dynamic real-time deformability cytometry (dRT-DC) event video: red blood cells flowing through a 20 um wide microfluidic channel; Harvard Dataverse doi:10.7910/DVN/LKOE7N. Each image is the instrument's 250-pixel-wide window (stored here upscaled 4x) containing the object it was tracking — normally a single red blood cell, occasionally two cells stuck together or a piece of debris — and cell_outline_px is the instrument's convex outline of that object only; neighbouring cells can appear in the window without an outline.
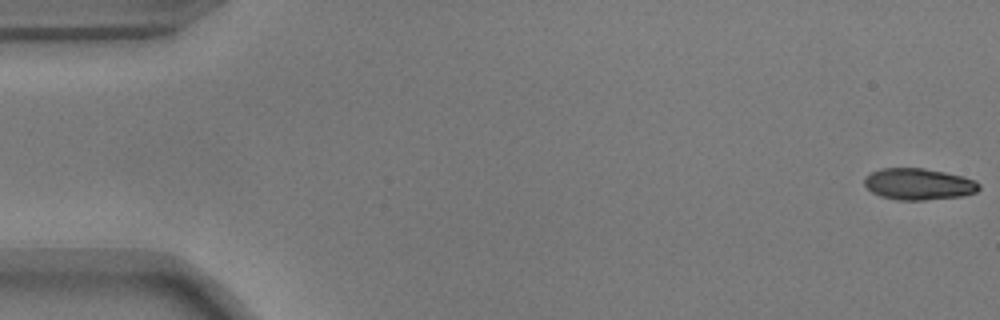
{"species": "common noctule bat (a hibernating species)", "species_latin": "Nyctalus noctula", "temperature_condition": "warm", "stored_images_in_passage": 55, "camera_frame_rate_fps": 3000, "um_per_image_px": 0.085, "animal": {"sex": "male", "body_mass_g": 17.9}, "frame": {"image": 1, "passage_image": 1, "time_ms": 0.0, "image_size_px": [1000, 320], "cell_outline_px": [[980, 188], [976, 192], [964, 196], [924, 200], [896, 200], [880, 196], [872, 192], [864, 184], [864, 180], [872, 172], [880, 168], [924, 168], [944, 172], [976, 180], [980, 184]], "centroid_in_image_um": [78.1, 15.65], "position_along_channel_um": 6.9, "area_um2": 21.04}}
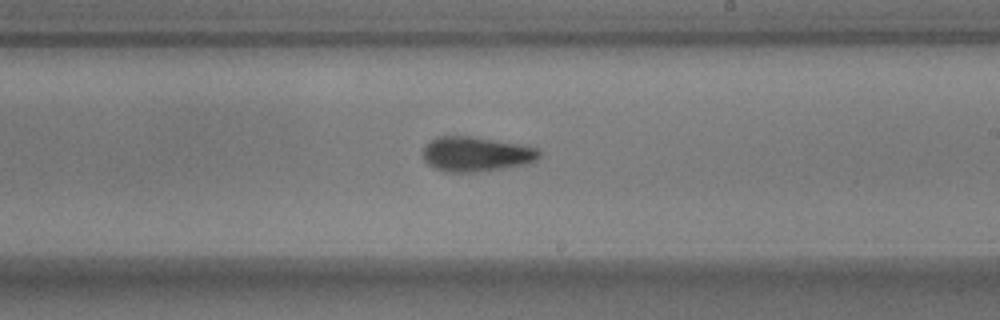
{"frame": {"image": 2, "passage_image": 32, "time_ms": 10.333, "image_size_px": [1000, 320], "cell_outline_px": [[540, 156], [532, 164], [476, 172], [444, 172], [428, 164], [424, 160], [424, 148], [436, 136], [472, 136], [520, 144], [540, 148]], "centroid_in_image_um": [40.53, 13.1], "position_along_channel_um": 248.5, "area_um2": 23.76}}
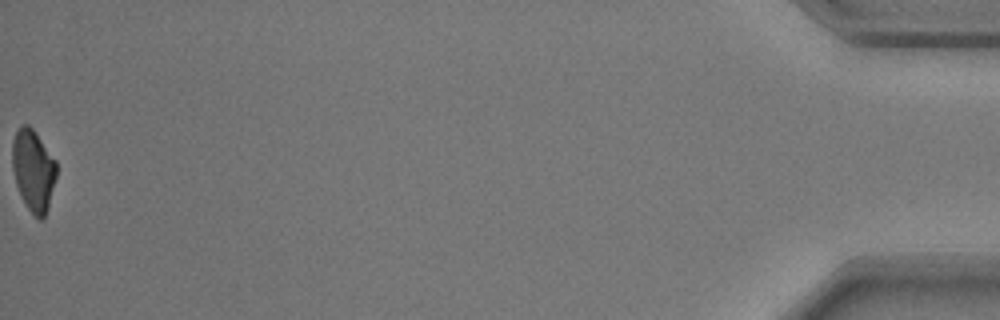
{"frame": {"image": 3, "passage_image": 55, "time_ms": 18.0, "image_size_px": [1000, 320], "cell_outline_px": [[56, 176], [48, 208], [44, 216], [40, 220], [28, 208], [16, 184], [12, 168], [12, 140], [20, 124], [28, 124], [32, 128], [56, 160]], "centroid_in_image_um": [2.82, 14.43], "position_along_channel_um": 432.4, "area_um2": 20.75}, "authors_computed_cell_mechanics": {"area_um2": 22.8888, "velocity_mm_per_s": 3.7177, "shape_relaxation_time_tau1_ms": 5.4524, "shape_relaxation_time_tau2_ms": 2.0553, "deformation_change_tau1": 0.1883, "deformation_change_tau2": 0.0892}}